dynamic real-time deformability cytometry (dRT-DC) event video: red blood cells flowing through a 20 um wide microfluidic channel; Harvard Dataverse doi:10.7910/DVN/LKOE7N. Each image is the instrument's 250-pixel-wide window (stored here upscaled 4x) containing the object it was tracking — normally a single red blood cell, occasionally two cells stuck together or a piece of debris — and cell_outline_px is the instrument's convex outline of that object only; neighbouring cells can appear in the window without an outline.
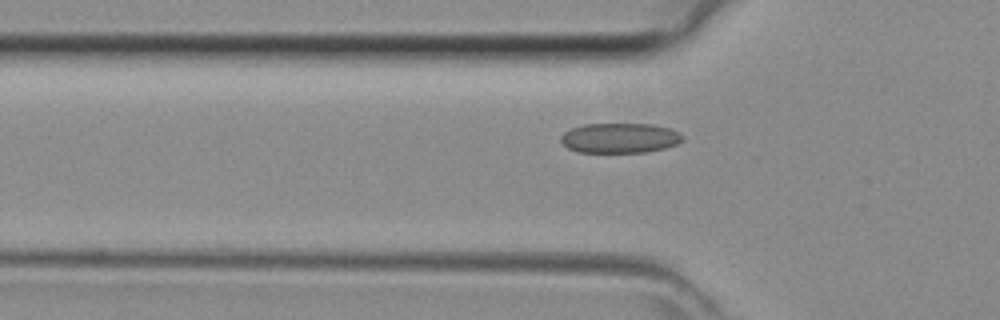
{"species": "common noctule bat (a hibernating species)", "species_latin": "Nyctalus noctula", "temperature_condition": "room temperature", "stored_images_in_passage": 36, "camera_frame_rate_fps": 3000, "um_per_image_px": 0.085, "animal": {"sex": "female", "body_mass_g": 29.2, "forearm_length_mm": 56.3}, "frame": {"image": 1, "passage_image": 14, "time_ms": 4.333, "image_size_px": [1000, 320], "cell_outline_px": [[684, 140], [676, 144], [664, 148], [648, 152], [580, 152], [568, 148], [560, 140], [560, 136], [564, 132], [572, 128], [584, 124], [652, 124], [668, 128], [680, 132], [684, 136]], "centroid_in_image_um": [52.7, 11.73], "position_along_channel_um": 73.1, "area_um2": 21.27}}
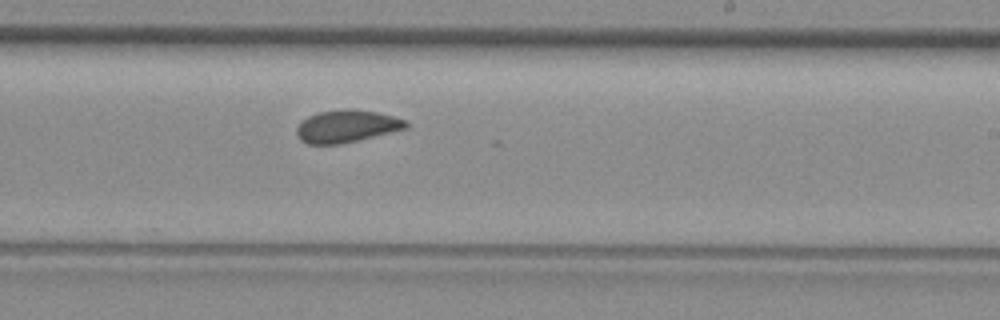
{"frame": {"image": 2, "passage_image": 26, "time_ms": 8.333, "image_size_px": [1000, 320], "cell_outline_px": [[408, 128], [340, 144], [308, 144], [300, 140], [296, 136], [296, 128], [308, 116], [320, 112], [344, 108], [352, 108], [376, 112], [408, 120]], "centroid_in_image_um": [29.47, 10.72], "position_along_channel_um": 259.5, "area_um2": 20.63}}
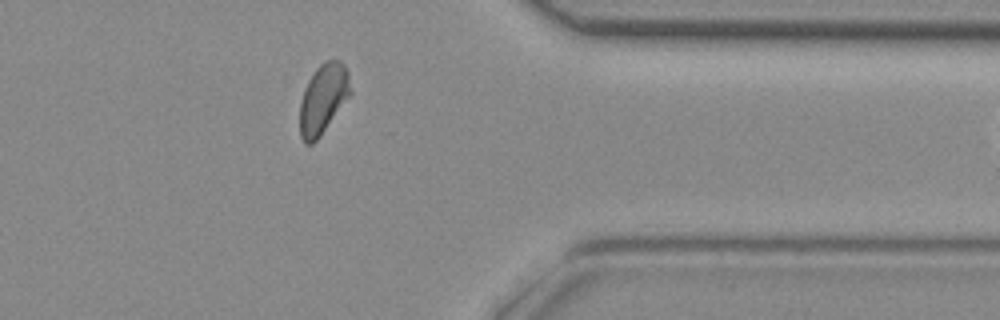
{"frame": {"image": 3, "passage_image": 35, "time_ms": 11.333, "image_size_px": [1000, 320], "cell_outline_px": [[352, 92], [320, 136], [312, 144], [304, 144], [300, 136], [300, 104], [304, 88], [308, 80], [316, 68], [320, 64], [328, 60], [340, 60], [344, 64], [348, 72]], "centroid_in_image_um": [27.46, 8.39], "position_along_channel_um": 383.9, "area_um2": 20.52}}